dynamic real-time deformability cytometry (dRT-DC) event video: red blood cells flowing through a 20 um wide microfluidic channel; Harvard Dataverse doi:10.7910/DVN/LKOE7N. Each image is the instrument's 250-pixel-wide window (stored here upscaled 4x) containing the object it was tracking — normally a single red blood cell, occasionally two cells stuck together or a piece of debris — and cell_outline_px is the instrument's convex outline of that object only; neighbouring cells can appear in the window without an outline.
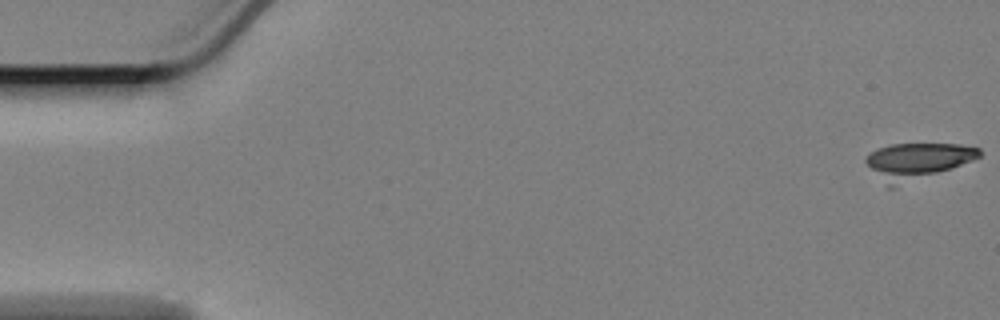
{"species": "Egyptian fruit bat (a non-hibernating species)", "species_latin": "Rousettus aegyptiacus", "temperature_condition": "cold", "stored_images_in_passage": 25, "camera_frame_rate_fps": 3000, "um_per_image_px": 0.085, "animal": {"sex": "female"}, "frame": {"image": 1, "passage_image": 1, "time_ms": 0.0, "image_size_px": [1000, 320], "cell_outline_px": [[980, 156], [972, 160], [952, 168], [892, 188], [888, 188], [864, 160], [872, 152], [880, 148], [892, 144], [960, 144], [980, 148]], "centroid_in_image_um": [77.97, 13.69], "position_along_channel_um": 7.0, "area_um2": 23.41}}
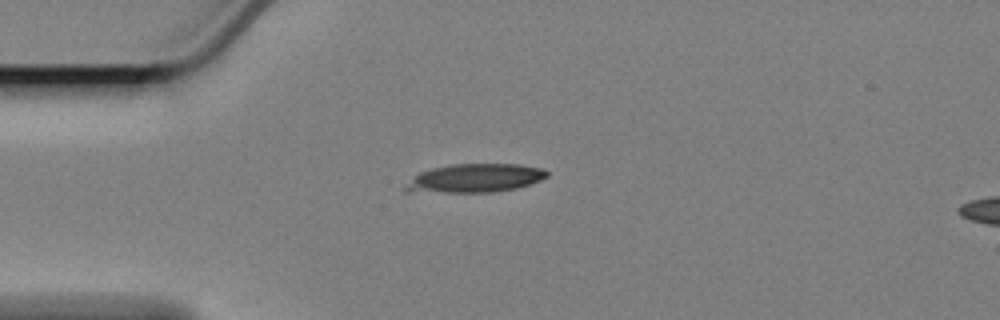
{"frame": {"image": 2, "passage_image": 15, "time_ms": 4.667, "image_size_px": [1000, 320], "cell_outline_px": [[548, 176], [532, 184], [516, 188], [492, 192], [404, 192], [404, 188], [420, 172], [432, 168], [448, 164], [520, 164], [544, 168], [548, 172]], "centroid_in_image_um": [40.42, 15.14], "position_along_channel_um": 44.6, "area_um2": 23.58}}
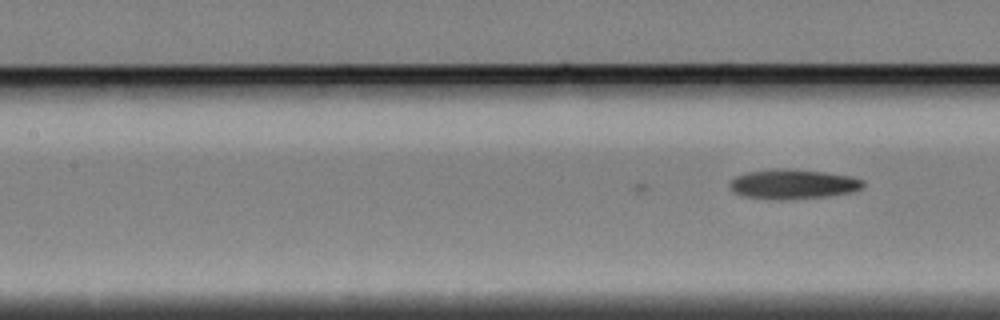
{"frame": {"image": 3, "passage_image": 25, "time_ms": 8.0, "image_size_px": [1000, 320], "cell_outline_px": [[864, 184], [860, 188], [848, 192], [824, 196], [780, 200], [768, 200], [744, 196], [732, 192], [728, 188], [728, 184], [736, 176], [748, 172], [776, 168], [784, 168], [824, 172], [852, 176], [864, 180]], "centroid_in_image_um": [67.33, 15.65], "position_along_channel_um": 140.1, "area_um2": 23.06}}